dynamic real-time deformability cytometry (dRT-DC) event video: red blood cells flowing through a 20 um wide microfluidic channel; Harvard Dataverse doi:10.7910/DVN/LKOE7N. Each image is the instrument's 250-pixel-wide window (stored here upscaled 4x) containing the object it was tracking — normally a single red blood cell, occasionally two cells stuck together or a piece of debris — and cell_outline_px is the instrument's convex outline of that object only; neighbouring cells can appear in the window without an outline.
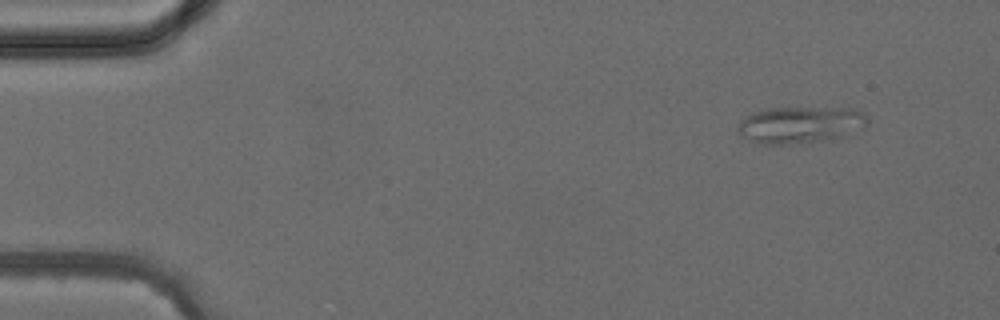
{"species": "common noctule bat (a hibernating species)", "species_latin": "Nyctalus noctula", "temperature_condition": "cold", "stored_images_in_passage": 3, "camera_frame_rate_fps": 3000, "um_per_image_px": 0.085, "animal": {"sex": "female", "body_mass_g": 24.6, "forearm_length_mm": 56.2}, "frame": {"image": 1, "passage_image": 1, "time_ms": 0.0, "image_size_px": [1000, 320], "cell_outline_px": [[868, 124], [864, 128], [844, 136], [824, 140], [788, 144], [760, 144], [748, 140], [740, 136], [736, 132], [736, 124], [744, 116], [752, 112], [764, 108], [856, 108], [864, 112], [868, 116]], "centroid_in_image_um": [67.99, 10.6], "position_along_channel_um": 17.0, "area_um2": 28.38}}